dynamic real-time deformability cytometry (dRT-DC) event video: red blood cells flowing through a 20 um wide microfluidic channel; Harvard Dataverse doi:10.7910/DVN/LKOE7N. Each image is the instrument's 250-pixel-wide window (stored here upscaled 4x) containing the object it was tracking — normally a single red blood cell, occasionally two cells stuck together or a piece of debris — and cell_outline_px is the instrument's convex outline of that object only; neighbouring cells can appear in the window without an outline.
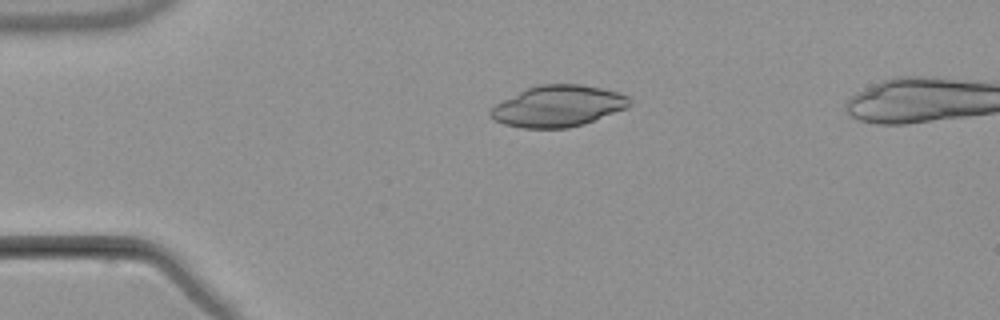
{"species": "common noctule bat (a hibernating species)", "species_latin": "Nyctalus noctula", "temperature_condition": "warm", "stored_images_in_passage": 3, "camera_frame_rate_fps": 3000, "um_per_image_px": 0.085, "animal": {"sex": "male", "body_mass_g": 21.5, "forearm_length_mm": 52.0}, "frame": {"image": 1, "passage_image": 1, "time_ms": 0.0, "image_size_px": [1000, 320], "cell_outline_px": [[632, 104], [628, 108], [584, 124], [568, 128], [524, 128], [504, 124], [492, 120], [488, 116], [488, 112], [496, 104], [528, 88], [540, 84], [580, 84], [600, 88], [616, 92], [628, 96], [632, 100]], "centroid_in_image_um": [47.45, 9.03], "position_along_channel_um": 37.6, "area_um2": 33.41}}